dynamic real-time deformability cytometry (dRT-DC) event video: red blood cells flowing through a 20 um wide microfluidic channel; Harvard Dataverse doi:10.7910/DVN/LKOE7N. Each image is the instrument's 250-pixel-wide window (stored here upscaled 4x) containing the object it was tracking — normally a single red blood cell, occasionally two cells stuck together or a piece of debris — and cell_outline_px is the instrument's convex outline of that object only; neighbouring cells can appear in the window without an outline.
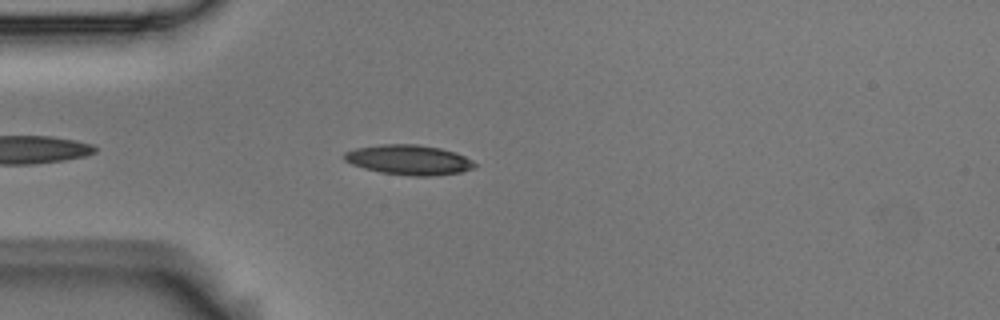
{"species": "Egyptian fruit bat (a non-hibernating species)", "species_latin": "Rousettus aegyptiacus", "temperature_condition": "room temperature", "stored_images_in_passage": 3, "camera_frame_rate_fps": 3000, "um_per_image_px": 0.085, "animal": {"sex": "male"}, "frame": {"image": 1, "passage_image": 3, "time_ms": 0.667, "image_size_px": [1000, 320], "cell_outline_px": [[476, 168], [460, 172], [432, 176], [412, 176], [380, 172], [364, 168], [352, 164], [344, 160], [344, 152], [356, 148], [380, 144], [416, 144], [440, 148], [456, 152], [472, 160], [476, 164]], "centroid_in_image_um": [34.77, 13.58], "position_along_channel_um": 50.2, "area_um2": 22.77}}